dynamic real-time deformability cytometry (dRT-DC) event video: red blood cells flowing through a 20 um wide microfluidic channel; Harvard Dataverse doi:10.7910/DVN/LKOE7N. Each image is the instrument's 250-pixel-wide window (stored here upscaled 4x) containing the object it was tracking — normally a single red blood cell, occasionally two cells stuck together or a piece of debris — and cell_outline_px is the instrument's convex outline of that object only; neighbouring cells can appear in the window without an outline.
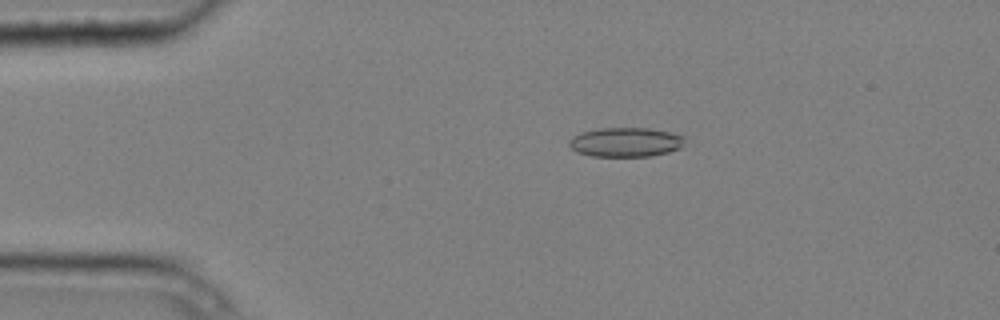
{"species": "common noctule bat (a hibernating species)", "species_latin": "Nyctalus noctula", "temperature_condition": "cold", "stored_images_in_passage": 5, "camera_frame_rate_fps": 3000, "um_per_image_px": 0.085, "animal": {"sex": "male", "body_mass_g": 20.4}, "frame": {"image": 1, "passage_image": 3, "time_ms": 0.667, "image_size_px": [1000, 320], "cell_outline_px": [[688, 136], [680, 148], [668, 152], [652, 156], [592, 156], [576, 152], [568, 144], [568, 140], [572, 136], [580, 132], [600, 128], [648, 128]], "centroid_in_image_um": [53.18, 12.08], "position_along_channel_um": 31.8, "area_um2": 19.94}}
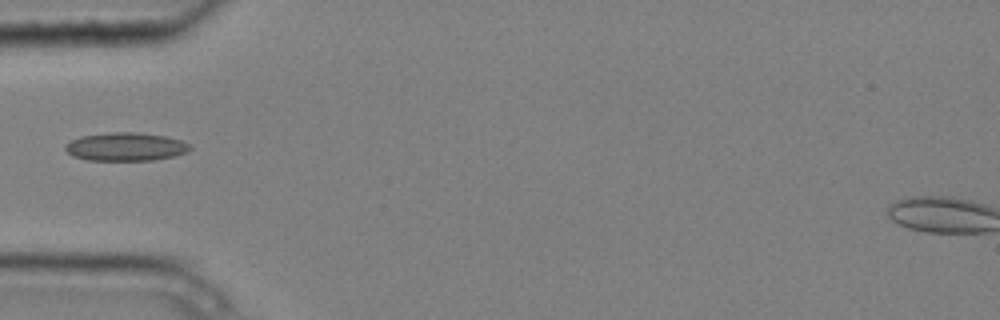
{"frame": {"image": 2, "passage_image": 5, "time_ms": 1.333, "image_size_px": [1000, 320], "cell_outline_px": [[192, 148], [188, 152], [176, 156], [152, 160], [88, 160], [72, 156], [64, 148], [64, 144], [80, 136], [108, 132], [136, 132], [164, 136], [180, 140], [188, 144]], "centroid_in_image_um": [10.67, 12.47], "position_along_channel_um": 74.3, "area_um2": 20.63}}